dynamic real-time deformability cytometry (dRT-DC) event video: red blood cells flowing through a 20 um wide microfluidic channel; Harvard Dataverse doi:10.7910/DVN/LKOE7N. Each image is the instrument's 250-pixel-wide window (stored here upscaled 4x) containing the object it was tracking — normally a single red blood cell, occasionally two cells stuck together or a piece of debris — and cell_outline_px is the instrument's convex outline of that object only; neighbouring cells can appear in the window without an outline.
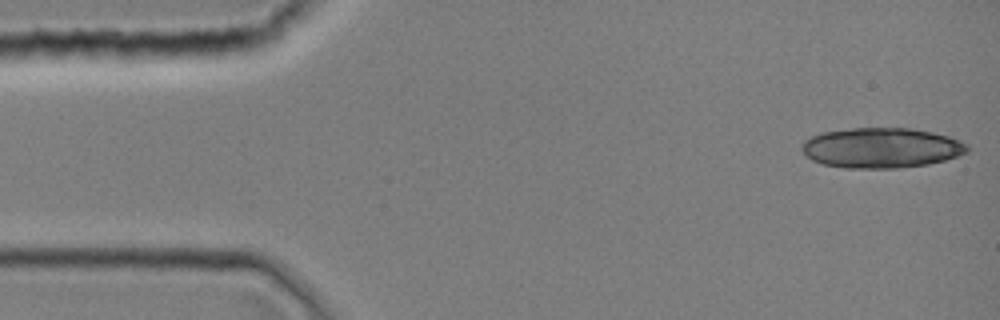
{"species": "common noctule bat (a hibernating species)", "species_latin": "Nyctalus noctula", "temperature_condition": "room temperature", "stored_images_in_passage": 10, "camera_frame_rate_fps": 3000, "um_per_image_px": 0.085, "animal": {"sex": "female", "body_mass_g": 19.0, "forearm_length_mm": 51.5}, "frame": {"image": 1, "passage_image": 1, "time_ms": 0.0, "image_size_px": [1000, 320], "cell_outline_px": [[968, 152], [944, 160], [928, 164], [896, 168], [844, 168], [824, 164], [812, 160], [800, 148], [804, 140], [820, 132], [852, 128], [912, 128], [932, 132], [948, 136], [960, 140], [968, 144]], "centroid_in_image_um": [74.91, 12.56], "position_along_channel_um": 10.1, "area_um2": 38.78}}